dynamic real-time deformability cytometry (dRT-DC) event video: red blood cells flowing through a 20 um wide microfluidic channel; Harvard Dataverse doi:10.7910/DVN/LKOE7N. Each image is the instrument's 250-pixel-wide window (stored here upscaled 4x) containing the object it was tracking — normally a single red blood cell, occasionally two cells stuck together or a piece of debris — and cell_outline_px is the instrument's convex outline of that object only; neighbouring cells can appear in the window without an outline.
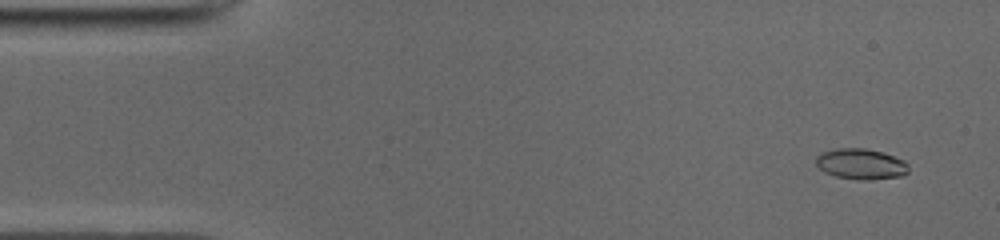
{"species": "common noctule bat (a hibernating species)", "species_latin": "Nyctalus noctula", "temperature_condition": "cold", "stored_images_in_passage": 50, "camera_frame_rate_fps": 3000, "um_per_image_px": 0.085, "animal": {"sex": "male", "body_mass_g": 19.0, "forearm_length_mm": 50.8}, "frame": {"image": 1, "passage_image": 3, "time_ms": 0.667, "image_size_px": [1000, 240], "cell_outline_px": [[908, 172], [900, 176], [868, 180], [860, 180], [836, 176], [824, 172], [816, 164], [816, 156], [824, 152], [836, 148], [864, 148], [884, 152], [904, 160], [908, 164]], "centroid_in_image_um": [73.19, 13.93], "position_along_channel_um": 11.8, "area_um2": 16.53}}
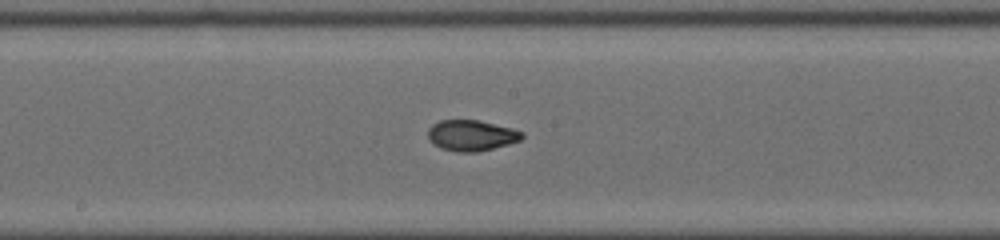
{"frame": {"image": 2, "passage_image": 26, "time_ms": 8.333, "image_size_px": [1000, 240], "cell_outline_px": [[524, 136], [520, 140], [508, 144], [476, 152], [456, 152], [440, 148], [428, 140], [428, 128], [432, 124], [440, 120], [476, 120], [512, 128], [524, 132]], "centroid_in_image_um": [40.04, 11.51], "position_along_channel_um": 208.2, "area_um2": 16.88}}
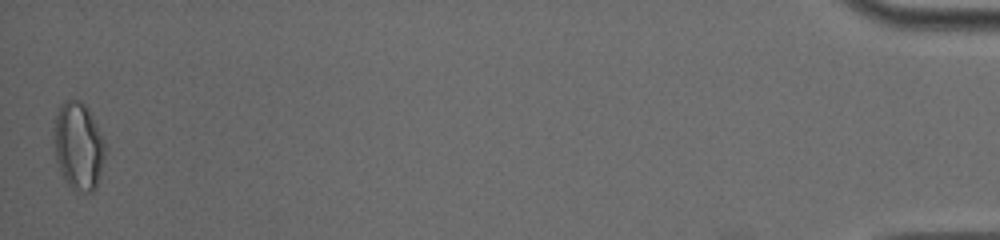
{"frame": {"image": 3, "passage_image": 50, "time_ms": 16.333, "image_size_px": [1000, 240], "cell_outline_px": [[108, 148], [100, 176], [96, 188], [92, 192], [84, 192], [72, 188], [64, 180], [60, 172], [56, 160], [52, 132], [56, 116], [60, 104], [68, 100], [80, 100], [88, 108]], "centroid_in_image_um": [6.67, 12.43], "position_along_channel_um": 428.5, "area_um2": 26.59}, "authors_computed_cell_mechanics": {"area_um2": 16.7042, "velocity_mm_per_s": 3.9688, "shape_relaxation_time_tau1_ms": 7.4089, "shape_relaxation_time_tau2_ms": 1.4445, "deformation_change_tau1": 0.2084, "deformation_change_tau2": 0.057}}